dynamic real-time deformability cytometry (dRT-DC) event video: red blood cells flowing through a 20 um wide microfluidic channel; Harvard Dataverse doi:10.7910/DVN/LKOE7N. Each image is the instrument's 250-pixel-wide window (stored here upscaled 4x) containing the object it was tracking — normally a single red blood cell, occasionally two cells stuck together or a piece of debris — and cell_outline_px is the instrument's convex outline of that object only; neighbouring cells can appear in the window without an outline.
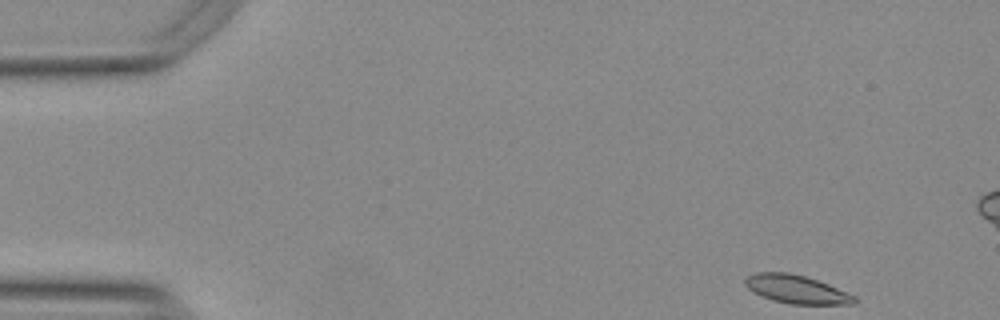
{"species": "Egyptian fruit bat (a non-hibernating species)", "species_latin": "Rousettus aegyptiacus", "temperature_condition": "warm", "stored_images_in_passage": 51, "camera_frame_rate_fps": 3000, "um_per_image_px": 0.085, "animal": {"sex": "female"}, "frame": {"image": 1, "passage_image": 1, "time_ms": 0.0, "image_size_px": [1000, 320], "cell_outline_px": [[856, 304], [788, 304], [772, 300], [748, 288], [744, 284], [744, 280], [748, 276], [756, 272], [788, 272], [804, 276], [828, 284], [856, 296]], "centroid_in_image_um": [67.71, 24.59], "position_along_channel_um": 17.3, "area_um2": 17.86}}
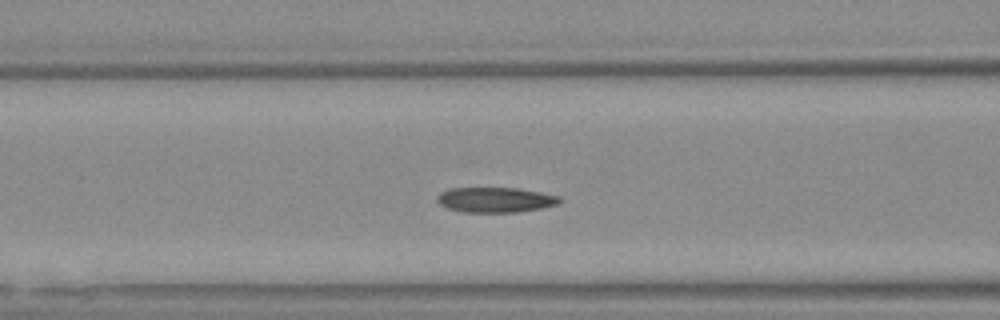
{"frame": {"image": 2, "passage_image": 18, "time_ms": 5.667, "image_size_px": [1000, 320], "cell_outline_px": [[560, 200], [556, 204], [544, 208], [516, 212], [460, 212], [444, 208], [436, 200], [436, 196], [440, 192], [448, 188], [516, 188], [540, 192], [560, 196]], "centroid_in_image_um": [42.04, 16.99], "position_along_channel_um": 124.6, "area_um2": 18.09}}
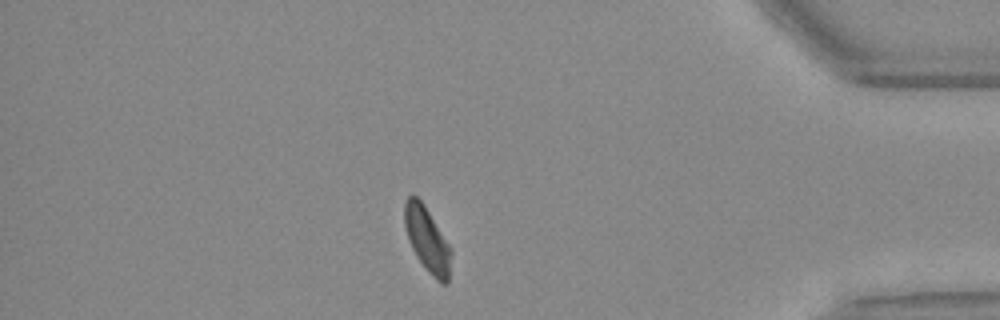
{"frame": {"image": 3, "passage_image": 43, "time_ms": 14.0, "image_size_px": [1000, 320], "cell_outline_px": [[452, 252], [448, 284], [440, 284], [428, 272], [416, 256], [412, 248], [404, 224], [404, 204], [408, 196], [412, 192], [424, 204], [452, 248]], "centroid_in_image_um": [36.33, 20.37], "position_along_channel_um": 398.9, "area_um2": 17.8}, "authors_computed_cell_mechanics": {"area_um2": 18.0914, "velocity_mm_per_s": 3.7462, "shape_relaxation_time_tau1_ms": null, "shape_relaxation_time_tau2_ms": 4.0252, "deformation_change_tau1": null, "deformation_change_tau2": 0.0986}}